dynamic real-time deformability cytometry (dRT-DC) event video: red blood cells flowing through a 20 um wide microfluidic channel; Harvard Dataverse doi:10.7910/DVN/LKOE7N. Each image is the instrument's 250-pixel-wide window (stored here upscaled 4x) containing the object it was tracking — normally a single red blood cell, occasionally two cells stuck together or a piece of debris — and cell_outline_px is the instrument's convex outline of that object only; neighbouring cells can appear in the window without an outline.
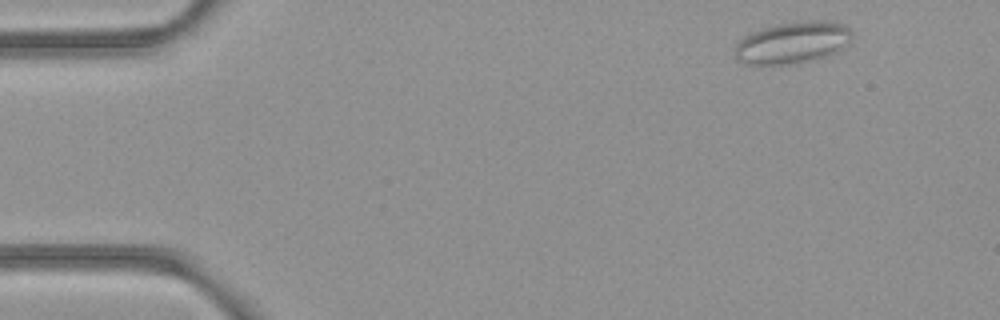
{"species": "common noctule bat (a hibernating species)", "species_latin": "Nyctalus noctula", "temperature_condition": "room temperature", "stored_images_in_passage": 6, "camera_frame_rate_fps": 3000, "um_per_image_px": 0.085, "animal": {"sex": "female", "body_mass_g": 21.9}, "frame": {"image": 1, "passage_image": 3, "time_ms": 0.667, "image_size_px": [1000, 320], "cell_outline_px": [[852, 36], [836, 52], [828, 56], [788, 64], [744, 64], [736, 56], [736, 44], [744, 36], [760, 28], [776, 24], [812, 20], [824, 20], [844, 24], [852, 32]], "centroid_in_image_um": [67.35, 3.6], "position_along_channel_um": 17.6, "area_um2": 28.09}}